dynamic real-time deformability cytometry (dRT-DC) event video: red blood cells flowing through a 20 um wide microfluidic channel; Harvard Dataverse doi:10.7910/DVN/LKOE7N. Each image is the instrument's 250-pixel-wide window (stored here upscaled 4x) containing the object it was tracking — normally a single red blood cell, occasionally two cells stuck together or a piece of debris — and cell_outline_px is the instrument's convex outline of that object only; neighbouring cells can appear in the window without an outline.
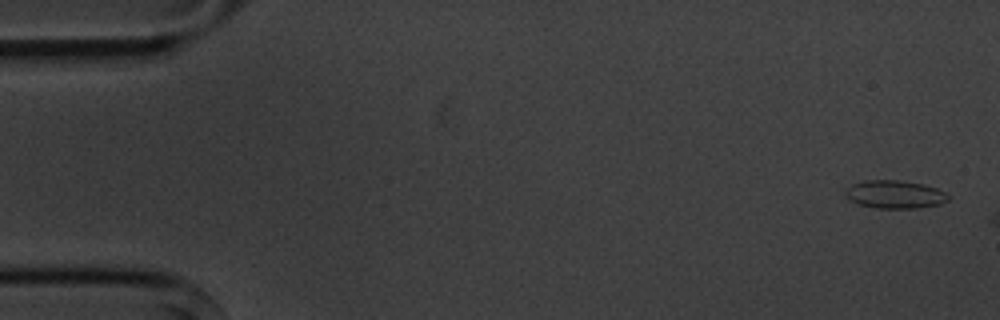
{"species": "common noctule bat (a hibernating species)", "species_latin": "Nyctalus noctula", "temperature_condition": "cold", "stored_images_in_passage": 3, "camera_frame_rate_fps": 3000, "um_per_image_px": 0.085, "animal": {"sex": "male", "body_mass_g": 20.1, "forearm_length_mm": 53.5}, "frame": {"image": 1, "passage_image": 1, "time_ms": 0.0, "image_size_px": [1000, 320], "cell_outline_px": [[948, 200], [940, 204], [916, 208], [876, 208], [860, 204], [852, 200], [844, 192], [852, 184], [864, 180], [900, 180], [924, 184], [936, 188], [944, 192], [948, 196]], "centroid_in_image_um": [76.08, 16.51], "position_along_channel_um": 8.9, "area_um2": 16.59}}